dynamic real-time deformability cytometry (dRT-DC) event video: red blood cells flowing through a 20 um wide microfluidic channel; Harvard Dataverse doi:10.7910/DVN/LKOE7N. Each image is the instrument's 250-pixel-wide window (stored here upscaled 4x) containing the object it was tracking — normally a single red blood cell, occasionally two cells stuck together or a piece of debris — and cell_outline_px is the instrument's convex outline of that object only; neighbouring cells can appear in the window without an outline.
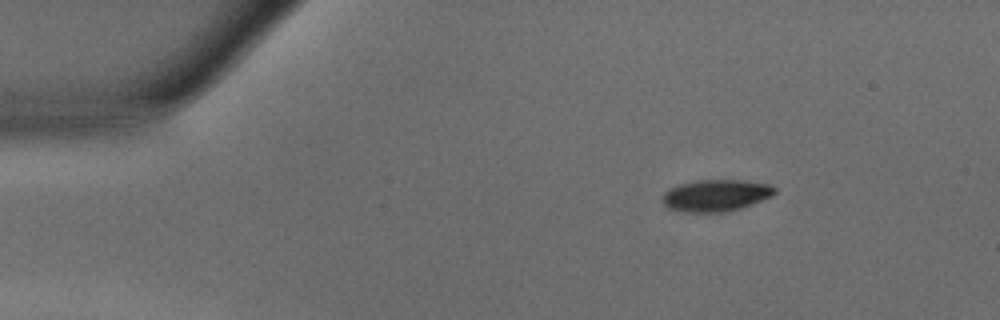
{"species": "common noctule bat (a hibernating species)", "species_latin": "Nyctalus noctula", "temperature_condition": "warm", "stored_images_in_passage": 42, "camera_frame_rate_fps": 3000, "um_per_image_px": 0.085, "animal": {"sex": "male", "body_mass_g": 15.6}, "frame": {"image": 1, "passage_image": 1, "time_ms": 0.0, "image_size_px": [1000, 320], "cell_outline_px": [[776, 192], [772, 196], [752, 204], [740, 208], [724, 212], [684, 212], [668, 208], [664, 204], [664, 192], [668, 188], [680, 184], [696, 180], [740, 180], [768, 184], [776, 188]], "centroid_in_image_um": [60.85, 16.61], "position_along_channel_um": 24.2, "area_um2": 20.69}}
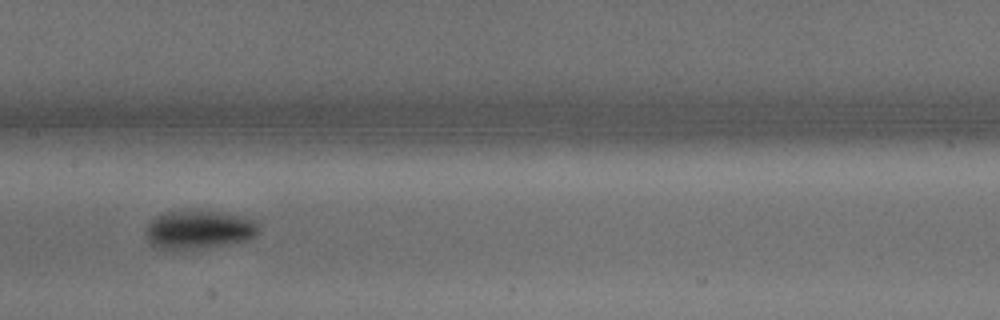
{"frame": {"image": 2, "passage_image": 18, "time_ms": 5.667, "image_size_px": [1000, 320], "cell_outline_px": [[260, 232], [256, 236], [248, 240], [204, 248], [180, 252], [164, 252], [156, 248], [148, 240], [144, 232], [148, 224], [156, 216], [168, 212], [188, 208], [224, 212], [256, 220], [260, 224]], "centroid_in_image_um": [16.88, 19.53], "position_along_channel_um": 190.5, "area_um2": 26.76}}
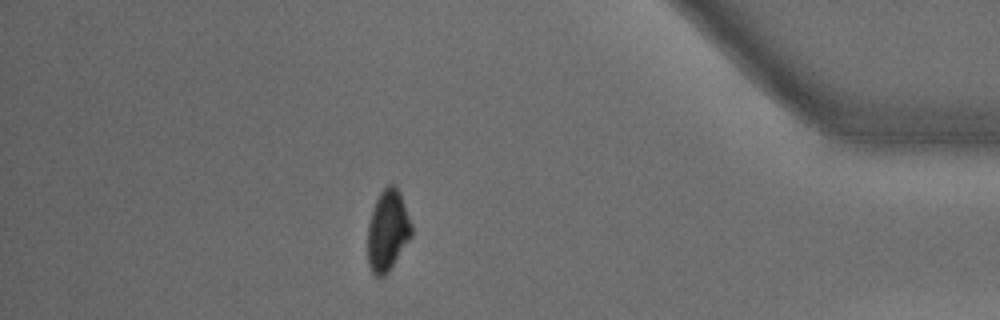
{"frame": {"image": 3, "passage_image": 36, "time_ms": 11.667, "image_size_px": [1000, 320], "cell_outline_px": [[412, 236], [388, 272], [380, 280], [372, 272], [368, 264], [368, 224], [376, 200], [380, 192], [388, 184], [396, 184], [400, 192], [412, 224]], "centroid_in_image_um": [32.96, 19.6], "position_along_channel_um": 402.2, "area_um2": 20.81}, "authors_computed_cell_mechanics": {"area_um2": 23.1489, "velocity_mm_per_s": 4.2076, "shape_relaxation_time_tau1_ms": 1.7572, "shape_relaxation_time_tau2_ms": null, "deformation_change_tau1": 0.106, "deformation_change_tau2": null}}